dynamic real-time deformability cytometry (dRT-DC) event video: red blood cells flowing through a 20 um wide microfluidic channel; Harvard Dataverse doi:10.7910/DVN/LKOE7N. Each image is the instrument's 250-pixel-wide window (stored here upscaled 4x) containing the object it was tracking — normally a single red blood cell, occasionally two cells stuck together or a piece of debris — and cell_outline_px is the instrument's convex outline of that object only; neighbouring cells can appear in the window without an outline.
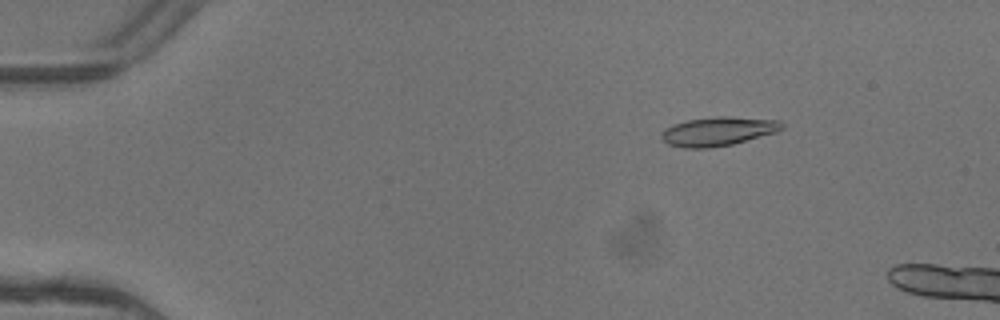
{"species": "common noctule bat (a hibernating species)", "species_latin": "Nyctalus noctula", "temperature_condition": "warm", "stored_images_in_passage": 5, "camera_frame_rate_fps": 3000, "um_per_image_px": 0.085, "animal": {"sex": "female"}, "frame": {"image": 1, "passage_image": 3, "time_ms": 0.667, "image_size_px": [1000, 320], "cell_outline_px": [[784, 128], [776, 132], [732, 144], [708, 148], [684, 148], [668, 144], [660, 136], [664, 128], [672, 124], [688, 120], [716, 116], [732, 116], [780, 120], [784, 124]], "centroid_in_image_um": [61.04, 11.15], "position_along_channel_um": 24.0, "area_um2": 20.4}}